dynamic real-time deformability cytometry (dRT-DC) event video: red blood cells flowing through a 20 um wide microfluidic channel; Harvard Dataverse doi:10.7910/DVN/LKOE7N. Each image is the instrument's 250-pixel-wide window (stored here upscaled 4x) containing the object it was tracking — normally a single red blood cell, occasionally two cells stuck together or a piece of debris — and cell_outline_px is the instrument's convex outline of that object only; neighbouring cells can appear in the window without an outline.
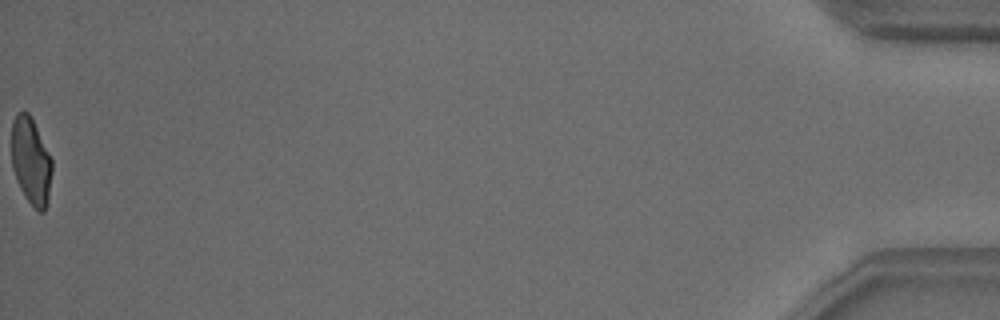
{"species": "common noctule bat (a hibernating species)", "species_latin": "Nyctalus noctula", "temperature_condition": "warm", "stored_images_in_passage": 39, "camera_frame_rate_fps": 3000, "um_per_image_px": 0.085, "animal": {"sex": "male", "body_mass_g": 18.8}, "frame": {"image": 1, "passage_image": 39, "time_ms": 12.667, "image_size_px": [1000, 320], "cell_outline_px": [[52, 172], [48, 200], [44, 212], [40, 212], [24, 196], [16, 180], [12, 168], [12, 120], [16, 112], [28, 112], [32, 116], [52, 160]], "centroid_in_image_um": [2.63, 13.66], "position_along_channel_um": 432.6, "area_um2": 20.63}, "authors_computed_cell_mechanics": {"area_um2": 22.3686, "velocity_mm_per_s": 3.7872, "shape_relaxation_time_tau1_ms": 6.7349, "shape_relaxation_time_tau2_ms": 0.9144, "deformation_change_tau1": 0.2042, "deformation_change_tau2": 0.0866}}